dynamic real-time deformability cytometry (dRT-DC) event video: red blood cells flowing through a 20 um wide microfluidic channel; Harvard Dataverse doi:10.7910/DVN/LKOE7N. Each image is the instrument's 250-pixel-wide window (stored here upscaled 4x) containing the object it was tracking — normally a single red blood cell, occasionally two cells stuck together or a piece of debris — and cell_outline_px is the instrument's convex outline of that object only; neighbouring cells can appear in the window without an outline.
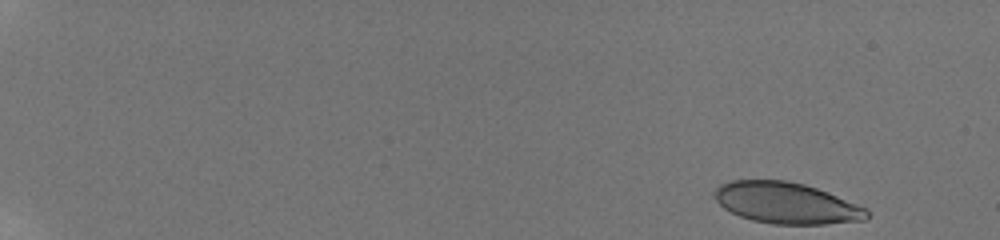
{"species": "human", "species_latin": "Homo sapiens", "temperature_condition": "room temperature", "stored_images_in_passage": 52, "camera_frame_rate_fps": 3000, "um_per_image_px": 0.085, "donor": {"sex": "male"}, "frame": {"image": 1, "passage_image": 1, "time_ms": 0.0, "image_size_px": [1000, 240], "cell_outline_px": [[868, 216], [864, 220], [824, 224], [772, 224], [752, 220], [740, 216], [724, 208], [712, 196], [712, 192], [720, 184], [732, 180], [784, 180], [804, 184], [828, 192], [868, 208]], "centroid_in_image_um": [66.82, 17.25], "position_along_channel_um": 18.2, "area_um2": 36.65}}
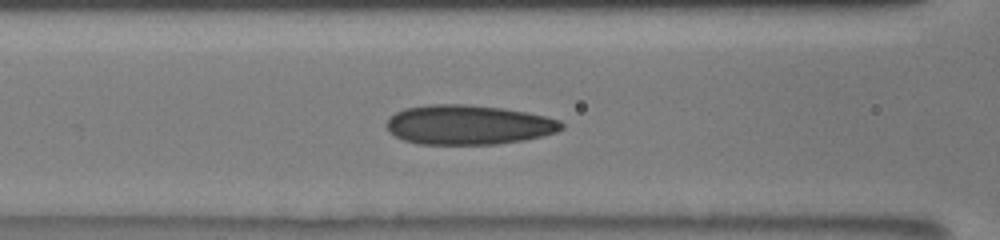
{"frame": {"image": 2, "passage_image": 24, "time_ms": 7.667, "image_size_px": [1000, 240], "cell_outline_px": [[564, 128], [556, 132], [524, 140], [496, 144], [416, 144], [404, 140], [388, 132], [384, 124], [396, 112], [404, 108], [428, 104], [468, 104], [504, 108], [544, 116], [560, 120], [564, 124]], "centroid_in_image_um": [39.78, 10.6], "position_along_channel_um": 126.8, "area_um2": 40.52}}
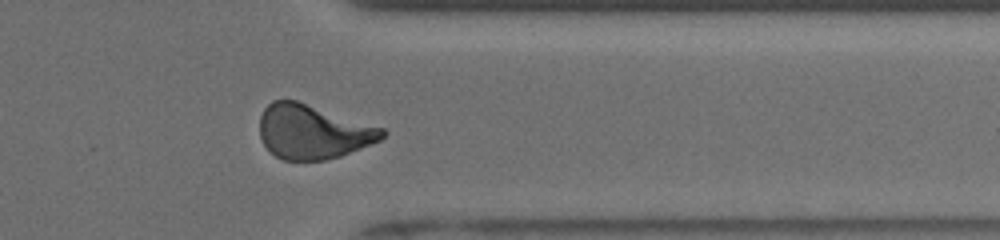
{"frame": {"image": 3, "passage_image": 44, "time_ms": 14.333, "image_size_px": [1000, 240], "cell_outline_px": [[388, 132], [380, 140], [340, 156], [324, 160], [284, 160], [276, 156], [264, 144], [260, 136], [260, 116], [264, 108], [272, 100], [296, 100], [384, 128]], "centroid_in_image_um": [26.59, 11.19], "position_along_channel_um": 384.8, "area_um2": 38.49}, "authors_computed_cell_mechanics": {"area_um2": 38.4659, "velocity_mm_per_s": 3.8857, "shape_relaxation_time_tau1_ms": 11.0195, "shape_relaxation_time_tau2_ms": 1.2772, "deformation_change_tau1": 0.2438, "deformation_change_tau2": 0.0713}}